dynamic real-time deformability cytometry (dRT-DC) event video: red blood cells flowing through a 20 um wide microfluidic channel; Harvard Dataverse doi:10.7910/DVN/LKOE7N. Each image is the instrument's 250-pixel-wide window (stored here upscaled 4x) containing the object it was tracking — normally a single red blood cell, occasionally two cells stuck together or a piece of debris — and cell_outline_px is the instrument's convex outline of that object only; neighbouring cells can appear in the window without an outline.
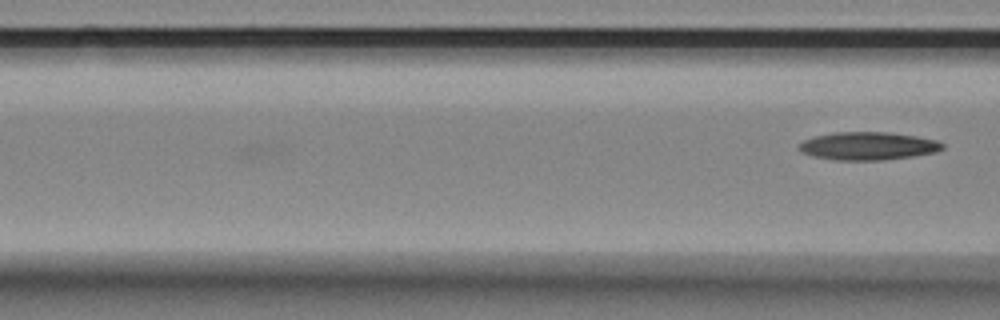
{"species": "Egyptian fruit bat (a non-hibernating species)", "species_latin": "Rousettus aegyptiacus", "temperature_condition": "room temperature", "stored_images_in_passage": 5, "camera_frame_rate_fps": 3000, "um_per_image_px": 0.085, "animal": {"sex": "female"}, "frame": {"image": 1, "passage_image": 5, "time_ms": 1.333, "image_size_px": [1000, 320], "cell_outline_px": [[944, 148], [936, 152], [912, 156], [880, 160], [836, 160], [812, 156], [800, 152], [800, 144], [804, 140], [816, 136], [836, 132], [888, 132], [916, 136], [936, 140], [944, 144]], "centroid_in_image_um": [73.79, 12.41], "position_along_channel_um": 92.8, "area_um2": 23.24}}